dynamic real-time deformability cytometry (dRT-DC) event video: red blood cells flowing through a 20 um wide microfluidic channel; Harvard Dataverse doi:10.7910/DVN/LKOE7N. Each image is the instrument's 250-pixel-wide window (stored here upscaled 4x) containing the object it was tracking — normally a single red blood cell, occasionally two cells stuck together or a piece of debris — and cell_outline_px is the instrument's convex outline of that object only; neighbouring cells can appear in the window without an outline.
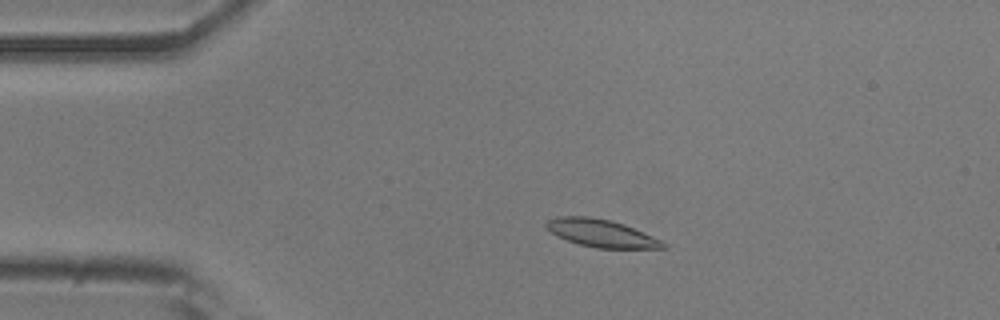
{"species": "common noctule bat (a hibernating species)", "species_latin": "Nyctalus noctula", "temperature_condition": "room temperature", "stored_images_in_passage": 54, "camera_frame_rate_fps": 3000, "um_per_image_px": 0.085, "animal": {"sex": "male", "body_mass_g": 20.5, "forearm_length_mm": 52.5}, "frame": {"image": 1, "passage_image": 11, "time_ms": 3.333, "image_size_px": [1000, 320], "cell_outline_px": [[668, 248], [596, 248], [580, 244], [568, 240], [552, 232], [544, 224], [548, 220], [560, 216], [588, 216], [608, 220], [624, 224], [660, 240], [668, 244]], "centroid_in_image_um": [51.13, 19.82], "position_along_channel_um": 33.9, "area_um2": 18.38}}
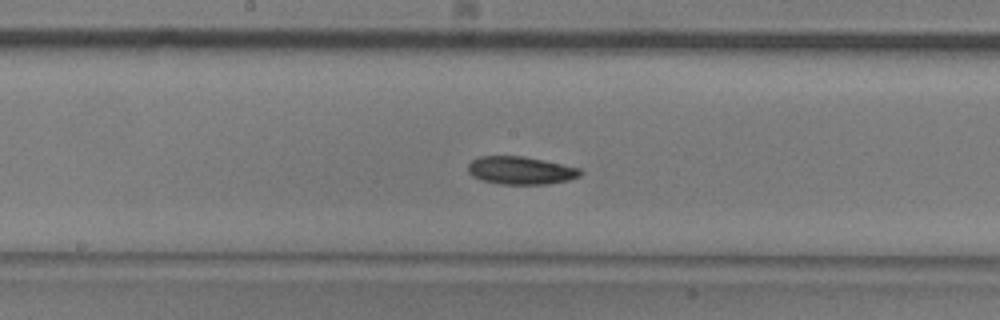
{"frame": {"image": 2, "passage_image": 28, "time_ms": 9.0, "image_size_px": [1000, 320], "cell_outline_px": [[584, 172], [580, 176], [568, 180], [548, 184], [500, 184], [480, 180], [472, 176], [468, 172], [468, 164], [472, 160], [480, 156], [524, 156], [544, 160], [580, 168]], "centroid_in_image_um": [44.26, 14.49], "position_along_channel_um": 203.9, "area_um2": 18.38}}
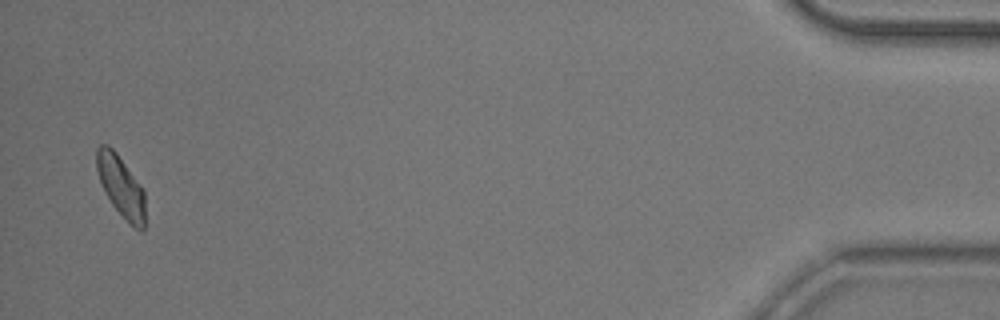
{"frame": {"image": 3, "passage_image": 53, "time_ms": 17.333, "image_size_px": [1000, 320], "cell_outline_px": [[144, 228], [140, 232], [112, 204], [104, 192], [96, 168], [96, 148], [100, 144], [108, 144], [116, 152], [144, 192]], "centroid_in_image_um": [10.24, 15.79], "position_along_channel_um": 425.0, "area_um2": 16.7}, "authors_computed_cell_mechanics": {"area_um2": 17.9758, "velocity_mm_per_s": 3.6992, "shape_relaxation_time_tau1_ms": 4.5902, "shape_relaxation_time_tau2_ms": null, "deformation_change_tau1": 0.1142, "deformation_change_tau2": null}}